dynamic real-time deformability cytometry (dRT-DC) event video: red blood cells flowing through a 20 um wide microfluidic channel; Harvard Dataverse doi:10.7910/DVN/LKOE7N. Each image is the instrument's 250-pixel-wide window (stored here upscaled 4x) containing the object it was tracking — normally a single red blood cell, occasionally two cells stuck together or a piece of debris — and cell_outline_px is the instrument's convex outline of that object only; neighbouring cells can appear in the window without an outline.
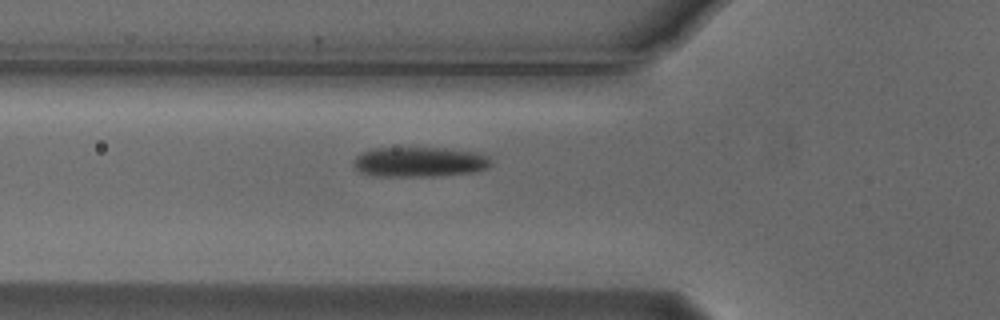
{"species": "Egyptian fruit bat (a non-hibernating species)", "species_latin": "Rousettus aegyptiacus", "temperature_condition": "cold", "stored_images_in_passage": 5, "camera_frame_rate_fps": 3000, "um_per_image_px": 0.085, "animal": {"sex": "male"}, "frame": {"image": 1, "passage_image": 5, "time_ms": 1.333, "image_size_px": [1000, 320], "cell_outline_px": [[492, 164], [484, 168], [472, 172], [432, 176], [376, 176], [360, 172], [356, 168], [356, 156], [360, 152], [372, 148], [444, 148], [476, 152], [488, 156]], "centroid_in_image_um": [35.64, 13.75], "position_along_channel_um": 90.2, "area_um2": 23.76}}